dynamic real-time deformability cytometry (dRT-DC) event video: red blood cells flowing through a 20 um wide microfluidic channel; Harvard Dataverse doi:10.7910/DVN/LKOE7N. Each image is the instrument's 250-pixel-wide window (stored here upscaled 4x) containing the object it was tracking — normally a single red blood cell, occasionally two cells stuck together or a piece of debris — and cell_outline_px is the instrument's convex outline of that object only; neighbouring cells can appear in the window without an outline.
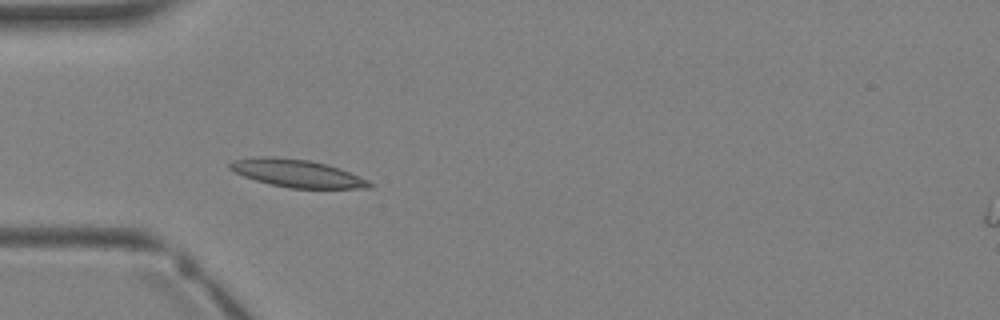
{"species": "Egyptian fruit bat (a non-hibernating species)", "species_latin": "Rousettus aegyptiacus", "temperature_condition": "warm", "stored_images_in_passage": 3, "camera_frame_rate_fps": 3000, "um_per_image_px": 0.085, "animal": {"sex": "female"}, "frame": {"image": 1, "passage_image": 3, "time_ms": 2.333, "image_size_px": [1000, 320], "cell_outline_px": [[376, 184], [372, 188], [288, 188], [256, 180], [244, 176], [228, 168], [228, 164], [232, 160], [252, 156], [272, 156], [308, 160], [328, 164], [340, 168], [368, 180]], "centroid_in_image_um": [25.25, 14.72], "position_along_channel_um": 59.8, "area_um2": 22.66}}